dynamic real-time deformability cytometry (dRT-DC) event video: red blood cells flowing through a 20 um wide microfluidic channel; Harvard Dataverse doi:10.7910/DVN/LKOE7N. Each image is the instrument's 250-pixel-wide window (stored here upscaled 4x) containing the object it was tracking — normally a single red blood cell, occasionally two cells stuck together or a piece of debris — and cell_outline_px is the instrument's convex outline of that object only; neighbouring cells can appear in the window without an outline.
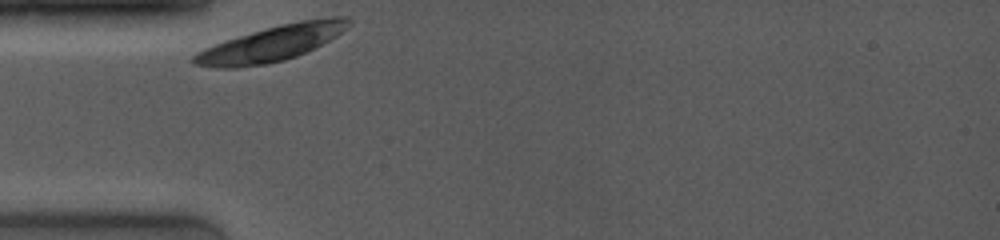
{"species": "common noctule bat (a hibernating species)", "species_latin": "Nyctalus noctula", "temperature_condition": "room temperature", "stored_images_in_passage": 1, "camera_frame_rate_fps": 4000, "um_per_image_px": 0.085, "animal": {"sex": "female", "body_mass_g": 19.0, "forearm_length_mm": 53.3}, "frame": {"image": 1, "passage_image": 1, "time_ms": 0.0, "image_size_px": [1000, 240], "cell_outline_px": [[352, 24], [348, 28], [336, 36], [296, 56], [284, 60], [264, 64], [236, 68], [216, 68], [192, 64], [188, 60], [196, 52], [204, 48], [252, 32], [280, 24], [300, 20], [332, 16], [348, 16], [352, 20]], "centroid_in_image_um": [23.09, 3.68], "position_along_channel_um": 61.9, "area_um2": 31.85}}